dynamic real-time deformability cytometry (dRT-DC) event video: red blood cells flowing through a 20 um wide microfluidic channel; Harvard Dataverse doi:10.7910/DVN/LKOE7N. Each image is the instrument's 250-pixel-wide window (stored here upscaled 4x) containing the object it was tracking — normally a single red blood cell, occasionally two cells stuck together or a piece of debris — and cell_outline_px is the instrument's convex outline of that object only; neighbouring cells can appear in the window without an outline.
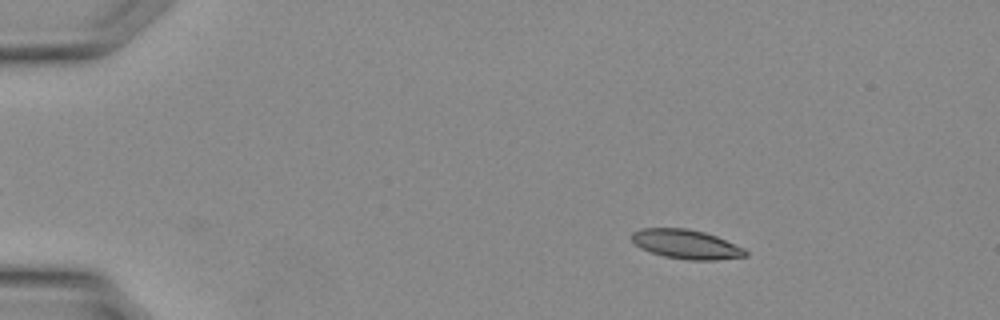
{"species": "Egyptian fruit bat (a non-hibernating species)", "species_latin": "Rousettus aegyptiacus", "temperature_condition": "warm", "stored_images_in_passage": 31, "camera_frame_rate_fps": 3000, "um_per_image_px": 0.085, "animal": {"sex": "female"}, "frame": {"image": 1, "passage_image": 1, "time_ms": 0.0, "image_size_px": [1000, 320], "cell_outline_px": [[748, 256], [716, 260], [688, 260], [664, 256], [640, 248], [632, 240], [632, 232], [640, 228], [688, 228], [704, 232], [716, 236], [744, 248], [748, 252]], "centroid_in_image_um": [58.34, 20.76], "position_along_channel_um": 26.7, "area_um2": 19.36}}
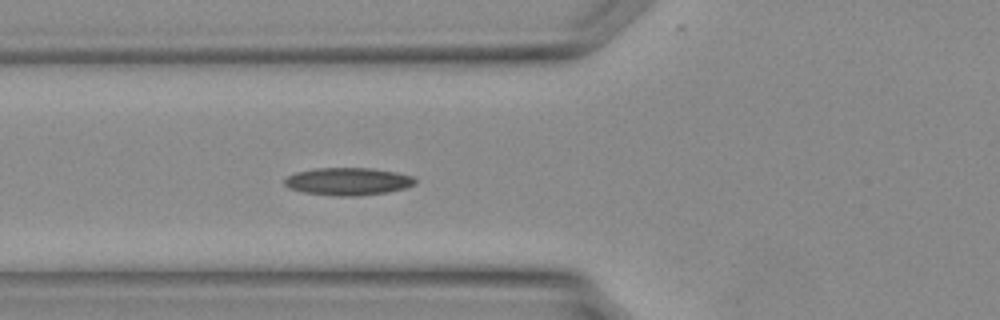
{"frame": {"image": 2, "passage_image": 9, "time_ms": 2.667, "image_size_px": [1000, 320], "cell_outline_px": [[416, 184], [404, 188], [388, 192], [356, 196], [336, 196], [304, 192], [288, 188], [284, 184], [284, 180], [288, 176], [296, 172], [316, 168], [372, 168], [396, 172], [412, 176], [416, 180]], "centroid_in_image_um": [29.58, 15.42], "position_along_channel_um": 96.2, "area_um2": 20.98}}
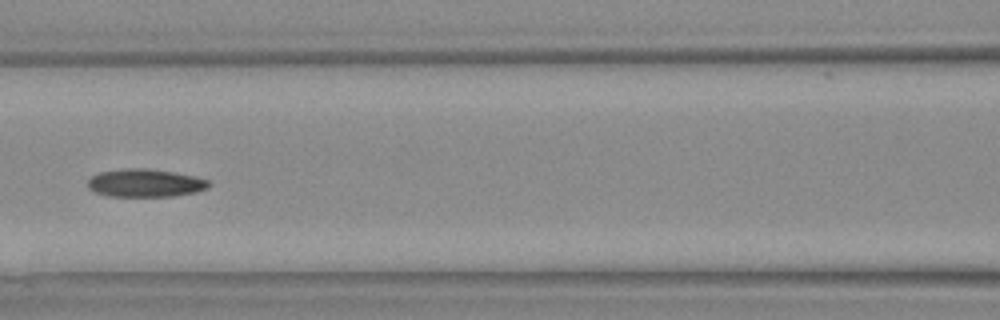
{"frame": {"image": 3, "passage_image": 12, "time_ms": 3.667, "image_size_px": [1000, 320], "cell_outline_px": [[208, 188], [196, 192], [172, 196], [108, 196], [96, 192], [88, 188], [88, 180], [92, 176], [100, 172], [124, 168], [148, 168], [196, 176], [208, 180]], "centroid_in_image_um": [12.33, 15.55], "position_along_channel_um": 154.3, "area_um2": 19.65}}